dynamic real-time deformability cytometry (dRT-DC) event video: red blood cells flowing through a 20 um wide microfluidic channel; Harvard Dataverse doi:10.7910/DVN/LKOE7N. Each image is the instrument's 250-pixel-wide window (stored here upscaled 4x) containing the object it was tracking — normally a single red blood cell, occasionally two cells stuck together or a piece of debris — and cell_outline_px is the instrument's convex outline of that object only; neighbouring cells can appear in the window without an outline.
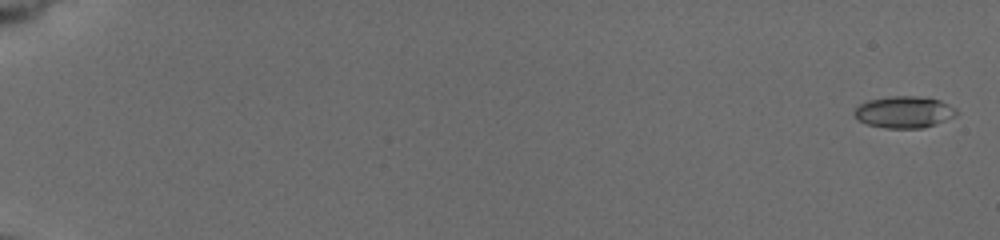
{"species": "common noctule bat (a hibernating species)", "species_latin": "Nyctalus noctula", "temperature_condition": "cold", "stored_images_in_passage": 43, "camera_frame_rate_fps": 3000, "um_per_image_px": 0.085, "animal": {"sex": "female", "body_mass_g": 19.5, "forearm_length_mm": 54.1}, "frame": {"image": 1, "passage_image": 1, "time_ms": 0.0, "image_size_px": [1000, 240], "cell_outline_px": [[956, 112], [952, 116], [932, 124], [920, 128], [888, 128], [868, 124], [860, 120], [856, 116], [856, 108], [860, 104], [868, 100], [892, 96], [912, 96], [940, 100], [952, 108]], "centroid_in_image_um": [76.78, 9.51], "position_along_channel_um": 8.2, "area_um2": 17.98}}
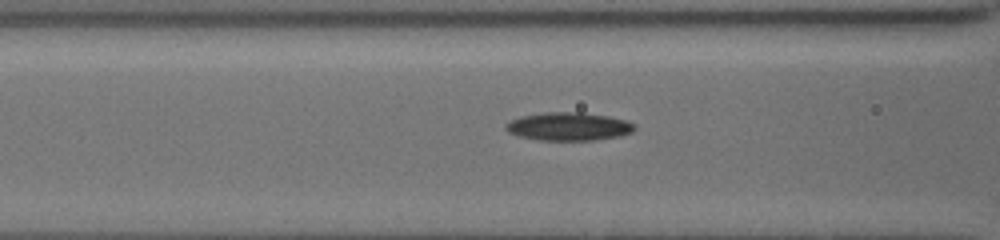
{"frame": {"image": 2, "passage_image": 39, "time_ms": 8.333, "image_size_px": [1000, 240], "cell_outline_px": [[636, 128], [632, 132], [620, 136], [592, 140], [540, 140], [520, 136], [508, 132], [504, 128], [504, 124], [520, 116], [544, 112], [580, 112], [608, 116], [624, 120], [632, 124]], "centroid_in_image_um": [48.3, 10.75], "position_along_channel_um": 118.3, "area_um2": 21.04}}
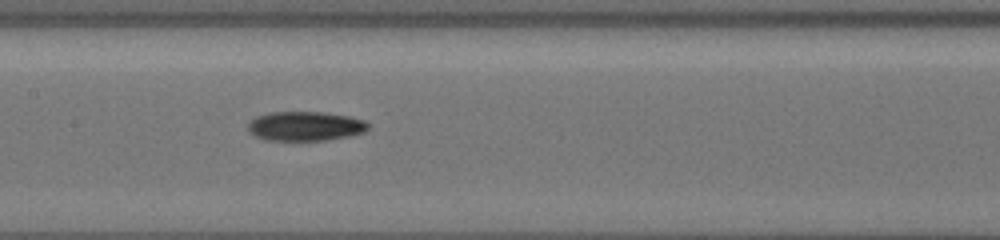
{"frame": {"image": 3, "passage_image": 43, "time_ms": 10.0, "image_size_px": [1000, 240], "cell_outline_px": [[368, 128], [364, 132], [348, 136], [324, 140], [268, 140], [256, 136], [248, 128], [248, 124], [256, 116], [268, 112], [324, 112], [348, 116], [364, 120], [368, 124]], "centroid_in_image_um": [25.95, 10.71], "position_along_channel_um": 181.4, "area_um2": 20.35}}